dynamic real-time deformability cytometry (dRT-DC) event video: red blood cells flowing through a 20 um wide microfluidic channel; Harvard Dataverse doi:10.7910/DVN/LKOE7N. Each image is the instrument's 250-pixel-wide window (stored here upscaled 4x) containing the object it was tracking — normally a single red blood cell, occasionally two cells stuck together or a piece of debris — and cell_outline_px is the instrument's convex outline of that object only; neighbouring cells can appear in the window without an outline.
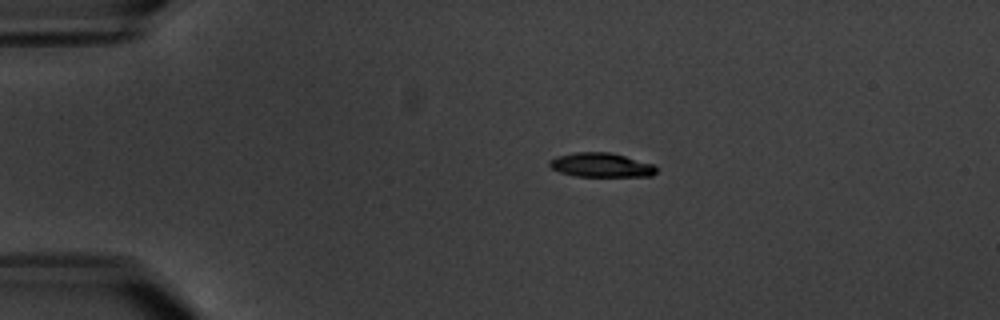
{"species": "common noctule bat (a hibernating species)", "species_latin": "Nyctalus noctula", "temperature_condition": "warm", "stored_images_in_passage": 7, "camera_frame_rate_fps": 3000, "um_per_image_px": 0.085, "animal": {"sex": "male", "body_mass_g": 20.1, "forearm_length_mm": 53.5}, "frame": {"image": 1, "passage_image": 3, "time_ms": 2.333, "image_size_px": [1000, 320], "cell_outline_px": [[656, 172], [652, 176], [576, 176], [560, 172], [552, 168], [548, 164], [548, 160], [556, 156], [576, 152], [612, 152], [652, 164], [656, 168]], "centroid_in_image_um": [51.06, 14.02], "position_along_channel_um": 33.9, "area_um2": 15.03}}
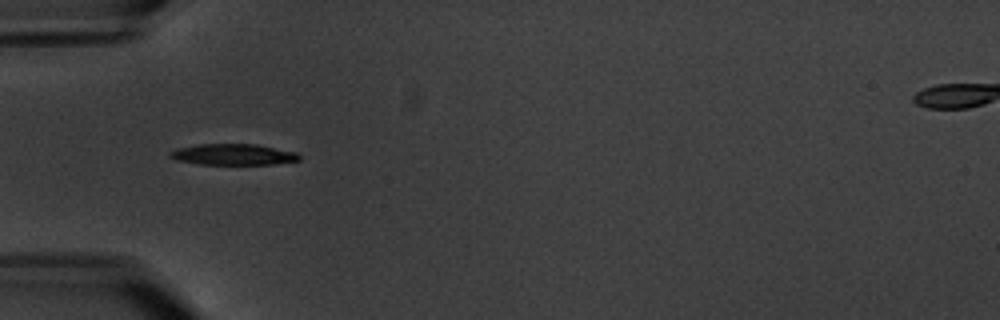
{"frame": {"image": 2, "passage_image": 5, "time_ms": 4.667, "image_size_px": [1000, 320], "cell_outline_px": [[300, 160], [272, 164], [200, 164], [176, 160], [168, 156], [168, 152], [176, 148], [200, 144], [256, 144], [296, 152], [300, 156]], "centroid_in_image_um": [19.78, 13.12], "position_along_channel_um": 65.2, "area_um2": 15.84}}
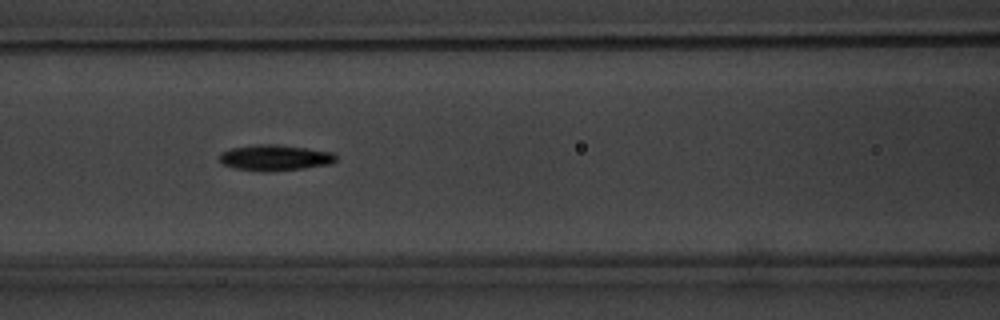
{"frame": {"image": 3, "passage_image": 7, "time_ms": 7.0, "image_size_px": [1000, 320], "cell_outline_px": [[336, 160], [332, 164], [304, 168], [236, 168], [224, 164], [220, 160], [220, 152], [232, 148], [256, 144], [276, 144], [308, 148], [332, 152], [336, 156]], "centroid_in_image_um": [23.43, 13.34], "position_along_channel_um": 143.2, "area_um2": 16.53}}